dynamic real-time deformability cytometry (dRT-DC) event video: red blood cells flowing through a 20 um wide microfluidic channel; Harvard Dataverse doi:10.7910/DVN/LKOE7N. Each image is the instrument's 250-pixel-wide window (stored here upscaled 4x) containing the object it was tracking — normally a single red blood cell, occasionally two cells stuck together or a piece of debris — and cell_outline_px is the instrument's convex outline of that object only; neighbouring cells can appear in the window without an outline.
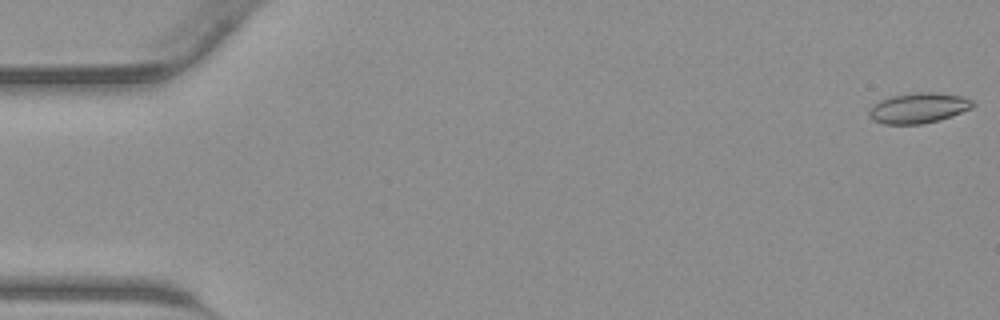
{"species": "common noctule bat (a hibernating species)", "species_latin": "Nyctalus noctula", "temperature_condition": "warm", "stored_images_in_passage": 44, "camera_frame_rate_fps": 3000, "um_per_image_px": 0.085, "animal": {"sex": "male", "body_mass_g": 23.1, "forearm_length_mm": 52.7}, "frame": {"image": 1, "passage_image": 1, "time_ms": 0.0, "image_size_px": [1000, 320], "cell_outline_px": [[976, 104], [972, 108], [952, 116], [940, 120], [924, 124], [884, 124], [872, 120], [868, 116], [868, 112], [872, 104], [880, 100], [892, 96], [912, 92], [936, 92], [964, 96], [972, 100]], "centroid_in_image_um": [78.08, 9.18], "position_along_channel_um": 6.9, "area_um2": 18.73}}
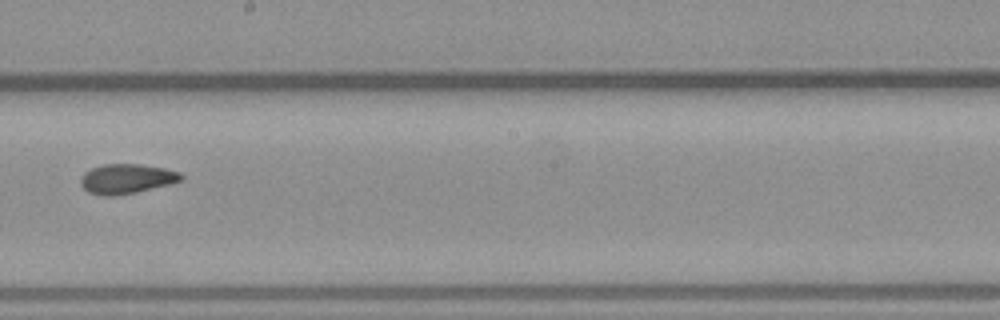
{"frame": {"image": 2, "passage_image": 25, "time_ms": 8.0, "image_size_px": [1000, 320], "cell_outline_px": [[184, 180], [136, 192], [116, 196], [104, 196], [88, 192], [80, 184], [80, 180], [84, 172], [92, 168], [104, 164], [140, 164], [164, 168], [180, 172], [184, 176]], "centroid_in_image_um": [10.76, 15.19], "position_along_channel_um": 237.4, "area_um2": 17.4}}
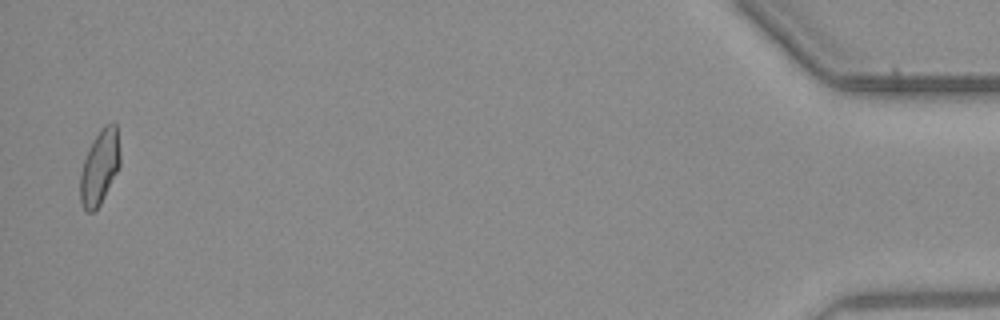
{"frame": {"image": 3, "passage_image": 43, "time_ms": 14.0, "image_size_px": [1000, 320], "cell_outline_px": [[120, 164], [100, 204], [92, 212], [88, 212], [84, 208], [80, 200], [80, 176], [84, 160], [100, 128], [104, 124], [116, 124], [120, 152]], "centroid_in_image_um": [8.47, 14.2], "position_along_channel_um": 426.7, "area_um2": 16.82}}